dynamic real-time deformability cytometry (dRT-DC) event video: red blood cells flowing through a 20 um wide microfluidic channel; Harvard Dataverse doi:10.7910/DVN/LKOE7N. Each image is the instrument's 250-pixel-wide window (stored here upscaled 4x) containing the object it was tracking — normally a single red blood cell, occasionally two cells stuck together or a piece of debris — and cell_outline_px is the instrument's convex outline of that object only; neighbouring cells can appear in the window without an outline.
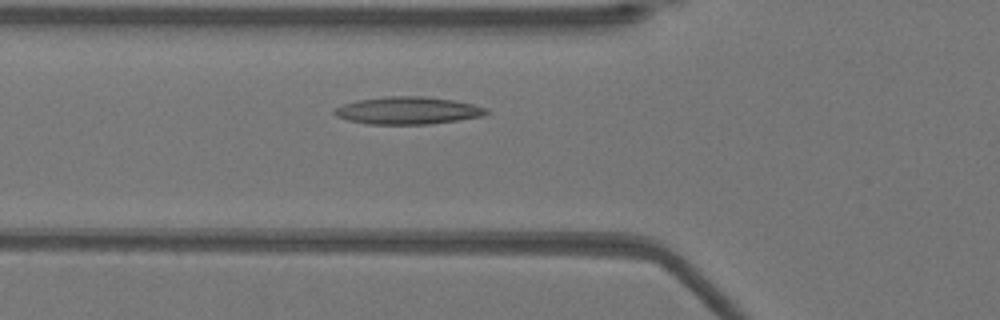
{"species": "Egyptian fruit bat (a non-hibernating species)", "species_latin": "Rousettus aegyptiacus", "temperature_condition": "warm", "stored_images_in_passage": 41, "camera_frame_rate_fps": 3000, "um_per_image_px": 0.085, "animal": {"sex": "female"}, "frame": {"image": 1, "passage_image": 12, "time_ms": 3.667, "image_size_px": [1000, 320], "cell_outline_px": [[488, 112], [484, 116], [428, 124], [368, 124], [348, 120], [336, 116], [332, 112], [336, 108], [344, 104], [356, 100], [388, 96], [424, 96], [452, 100], [472, 104], [488, 108]], "centroid_in_image_um": [34.65, 9.39], "position_along_channel_um": 91.1, "area_um2": 24.16}}
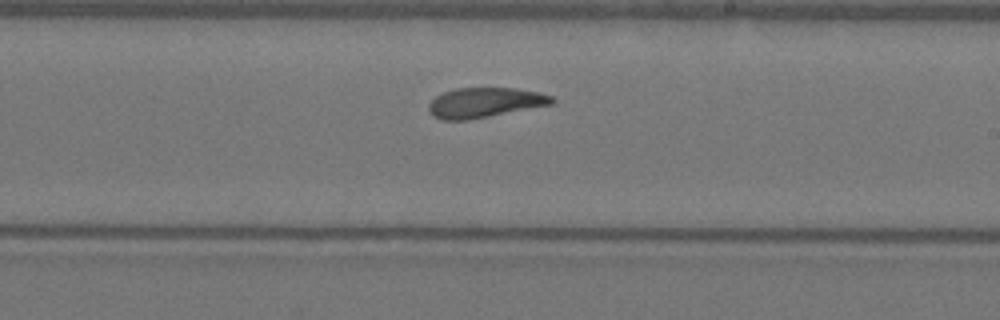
{"frame": {"image": 2, "passage_image": 24, "time_ms": 7.667, "image_size_px": [1000, 320], "cell_outline_px": [[556, 100], [552, 104], [468, 120], [440, 120], [432, 116], [428, 108], [428, 104], [436, 96], [444, 92], [456, 88], [516, 88], [540, 92], [552, 96]], "centroid_in_image_um": [41.19, 8.72], "position_along_channel_um": 247.8, "area_um2": 21.5}}
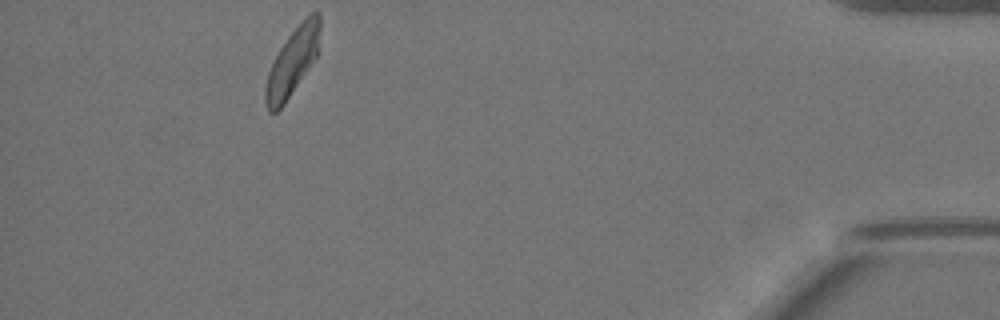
{"frame": {"image": 3, "passage_image": 41, "time_ms": 13.333, "image_size_px": [1000, 320], "cell_outline_px": [[320, 28], [316, 56], [284, 104], [276, 112], [268, 112], [264, 104], [264, 88], [268, 72], [280, 48], [288, 36], [300, 20], [312, 12], [320, 12]], "centroid_in_image_um": [24.82, 5.25], "position_along_channel_um": 410.4, "area_um2": 21.1}, "authors_computed_cell_mechanics": {"area_um2": 22.0796, "velocity_mm_per_s": 3.922, "shape_relaxation_time_tau1_ms": 9.1218, "shape_relaxation_time_tau2_ms": 3.4473, "deformation_change_tau1": 0.2169, "deformation_change_tau2": 0.1182}}